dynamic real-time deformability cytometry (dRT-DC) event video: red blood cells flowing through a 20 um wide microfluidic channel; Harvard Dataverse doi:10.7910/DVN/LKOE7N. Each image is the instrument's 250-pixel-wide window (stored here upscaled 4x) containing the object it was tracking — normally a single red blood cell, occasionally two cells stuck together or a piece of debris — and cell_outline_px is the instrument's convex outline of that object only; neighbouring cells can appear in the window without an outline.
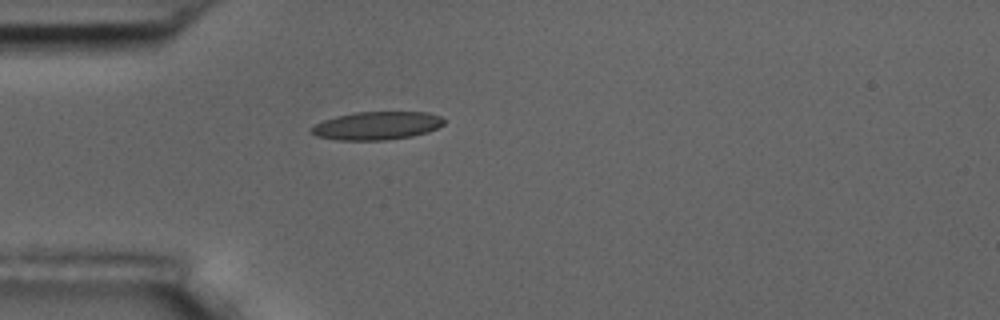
{"species": "common noctule bat (a hibernating species)", "species_latin": "Nyctalus noctula", "temperature_condition": "room temperature", "stored_images_in_passage": 1, "camera_frame_rate_fps": 3000, "um_per_image_px": 0.085, "animal": {"sex": "male", "body_mass_g": 17.5, "forearm_length_mm": 52.3}, "frame": {"image": 1, "passage_image": 1, "time_ms": 0.0, "image_size_px": [1000, 320], "cell_outline_px": [[444, 124], [428, 132], [412, 136], [384, 140], [336, 140], [316, 136], [308, 132], [308, 128], [324, 120], [336, 116], [356, 112], [428, 112], [440, 116], [444, 120]], "centroid_in_image_um": [31.99, 10.68], "position_along_channel_um": 53.0, "area_um2": 21.85}}